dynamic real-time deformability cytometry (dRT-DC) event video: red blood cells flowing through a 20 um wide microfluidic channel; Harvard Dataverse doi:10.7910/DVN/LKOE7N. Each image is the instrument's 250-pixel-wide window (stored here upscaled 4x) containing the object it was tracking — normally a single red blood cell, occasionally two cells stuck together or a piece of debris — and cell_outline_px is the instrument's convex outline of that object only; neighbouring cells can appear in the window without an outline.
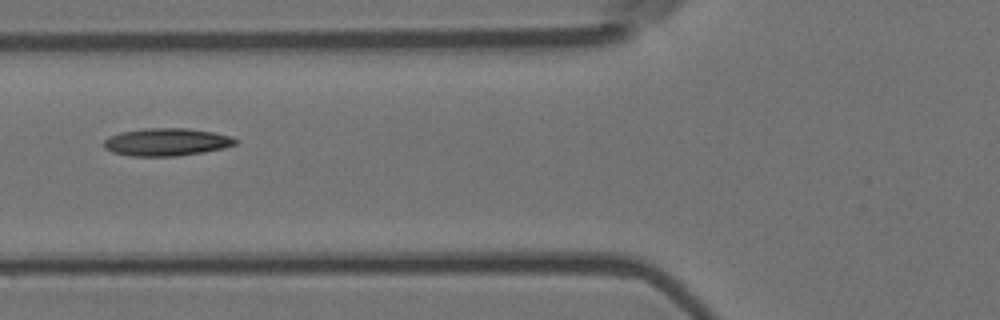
{"species": "Egyptian fruit bat (a non-hibernating species)", "species_latin": "Rousettus aegyptiacus", "temperature_condition": "room temperature", "stored_images_in_passage": 15, "camera_frame_rate_fps": 3000, "um_per_image_px": 0.085, "animal": {"sex": "female"}, "frame": {"image": 1, "passage_image": 6, "time_ms": 1.667, "image_size_px": [1000, 320], "cell_outline_px": [[236, 144], [224, 148], [204, 152], [176, 156], [128, 156], [112, 152], [104, 148], [104, 140], [108, 136], [120, 132], [144, 128], [188, 128], [212, 132], [232, 136], [236, 140]], "centroid_in_image_um": [14.13, 12.07], "position_along_channel_um": 111.7, "area_um2": 21.33}}
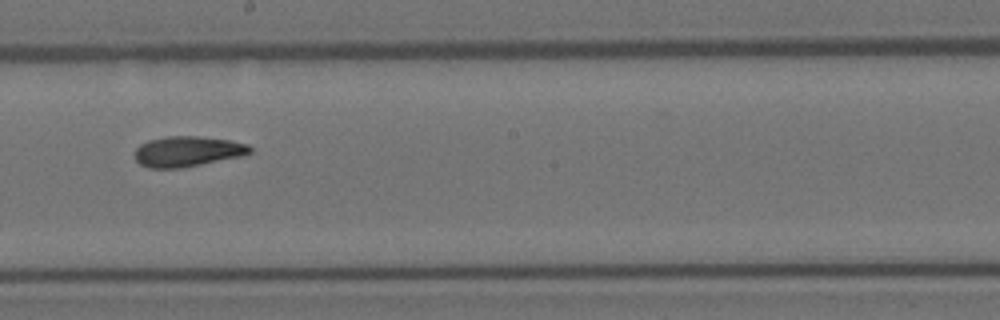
{"frame": {"image": 2, "passage_image": 9, "time_ms": 2.667, "image_size_px": [1000, 320], "cell_outline_px": [[252, 152], [248, 156], [180, 168], [148, 168], [140, 164], [136, 160], [136, 148], [140, 144], [148, 140], [168, 136], [196, 136], [228, 140], [248, 144], [252, 148]], "centroid_in_image_um": [15.99, 12.88], "position_along_channel_um": 232.2, "area_um2": 20.63}}
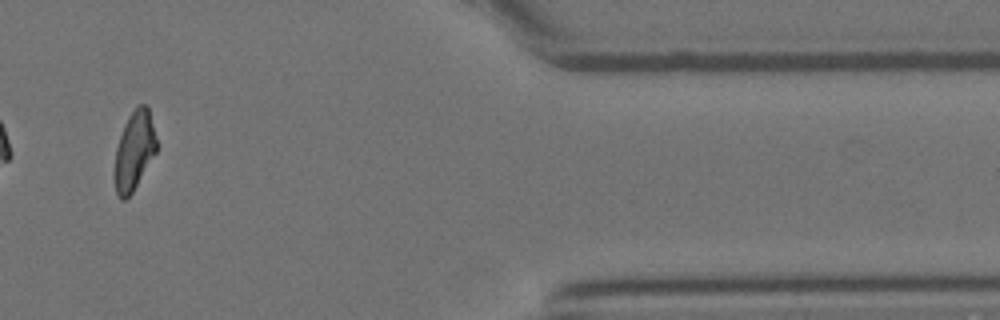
{"frame": {"image": 3, "passage_image": 13, "time_ms": 4.0, "image_size_px": [1000, 320], "cell_outline_px": [[160, 144], [156, 152], [132, 192], [124, 200], [120, 200], [116, 192], [116, 148], [124, 124], [128, 116], [136, 104], [144, 104], [148, 108]], "centroid_in_image_um": [11.46, 12.73], "position_along_channel_um": 399.9, "area_um2": 19.19}}